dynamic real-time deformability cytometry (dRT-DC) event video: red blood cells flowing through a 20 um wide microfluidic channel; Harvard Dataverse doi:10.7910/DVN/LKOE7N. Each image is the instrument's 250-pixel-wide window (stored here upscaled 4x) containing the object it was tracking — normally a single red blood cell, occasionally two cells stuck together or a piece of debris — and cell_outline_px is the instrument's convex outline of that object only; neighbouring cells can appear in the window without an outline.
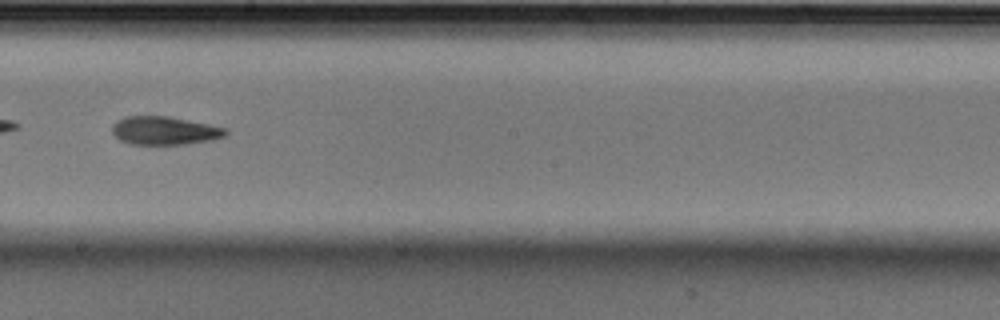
{"species": "Egyptian fruit bat (a non-hibernating species)", "species_latin": "Rousettus aegyptiacus", "temperature_condition": "cold", "stored_images_in_passage": 42, "camera_frame_rate_fps": 3000, "um_per_image_px": 0.085, "animal": {"sex": "male"}, "frame": {"image": 1, "passage_image": 19, "time_ms": 6.0, "image_size_px": [1000, 320], "cell_outline_px": [[228, 132], [224, 136], [212, 140], [188, 144], [128, 144], [120, 140], [112, 132], [112, 124], [116, 120], [124, 116], [168, 116], [228, 128]], "centroid_in_image_um": [13.97, 11.1], "position_along_channel_um": 234.2, "area_um2": 18.84}, "authors_computed_cell_mechanics": {"area_um2": 19.1896, "velocity_mm_per_s": 3.589, "shape_relaxation_time_tau1_ms": 2.5071, "shape_relaxation_time_tau2_ms": 5.3256, "deformation_change_tau1": 0.125, "deformation_change_tau2": 0.1354}}